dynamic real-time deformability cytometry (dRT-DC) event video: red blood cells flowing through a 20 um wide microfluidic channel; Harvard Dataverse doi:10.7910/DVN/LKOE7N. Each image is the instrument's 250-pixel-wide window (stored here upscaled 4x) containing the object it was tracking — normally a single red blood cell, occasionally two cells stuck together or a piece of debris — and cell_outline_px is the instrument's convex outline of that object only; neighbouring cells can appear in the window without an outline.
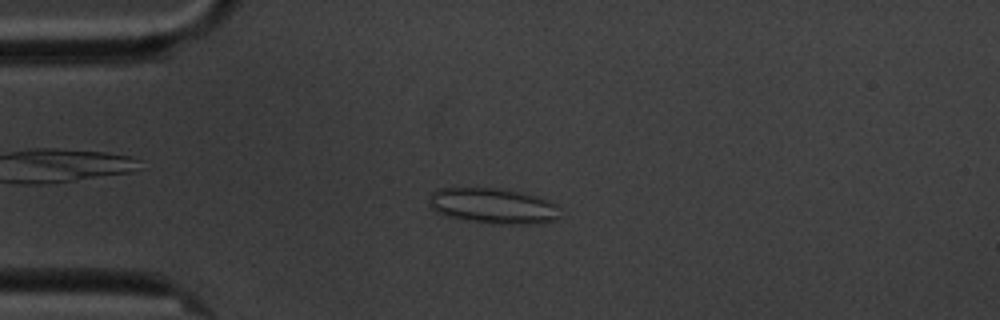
{"species": "common noctule bat (a hibernating species)", "species_latin": "Nyctalus noctula", "temperature_condition": "cold", "stored_images_in_passage": 6, "camera_frame_rate_fps": 3000, "um_per_image_px": 0.085, "animal": {"sex": "male", "body_mass_g": 20.1, "forearm_length_mm": 53.5}, "frame": {"image": 1, "passage_image": 3, "time_ms": 3.333, "image_size_px": [1000, 320], "cell_outline_px": [[560, 208], [556, 220], [528, 224], [500, 224], [468, 220], [444, 216], [436, 212], [428, 204], [428, 196], [436, 188], [492, 188], [516, 192], [532, 196], [556, 204]], "centroid_in_image_um": [41.82, 17.51], "position_along_channel_um": 43.2, "area_um2": 26.76}}
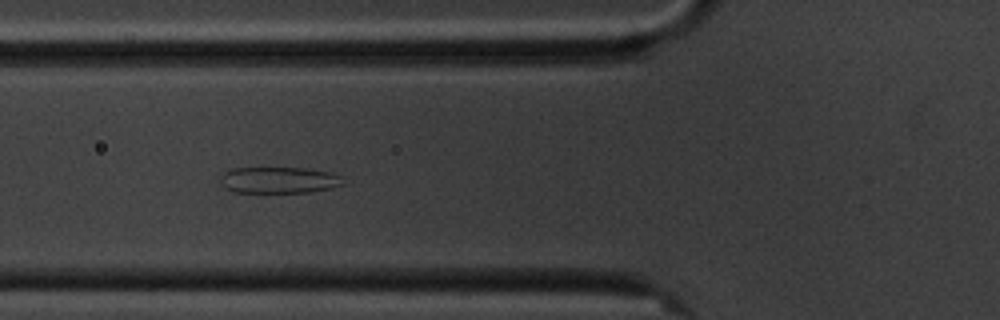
{"frame": {"image": 2, "passage_image": 5, "time_ms": 5.667, "image_size_px": [1000, 320], "cell_outline_px": [[344, 184], [332, 188], [308, 192], [232, 192], [224, 188], [220, 176], [224, 172], [232, 168], [304, 168], [332, 172], [340, 176]], "centroid_in_image_um": [23.7, 15.3], "position_along_channel_um": 102.1, "area_um2": 18.84}}